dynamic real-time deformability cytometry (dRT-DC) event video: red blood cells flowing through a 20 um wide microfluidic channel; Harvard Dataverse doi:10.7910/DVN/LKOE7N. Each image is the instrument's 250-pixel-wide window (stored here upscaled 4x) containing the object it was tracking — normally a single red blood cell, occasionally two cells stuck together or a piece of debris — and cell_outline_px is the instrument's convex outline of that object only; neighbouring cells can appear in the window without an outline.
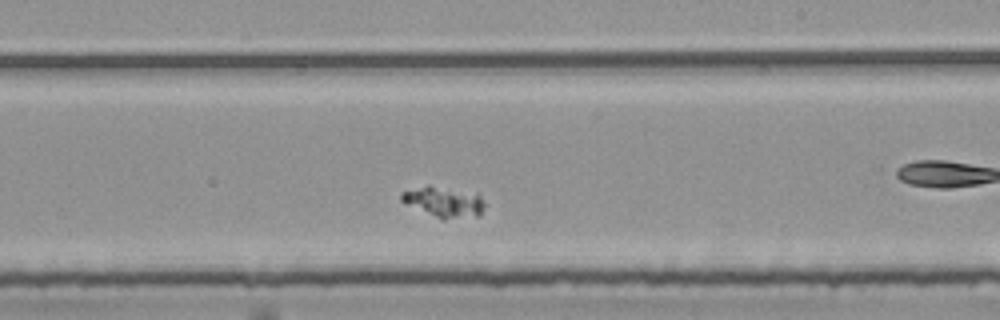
{"species": "common noctule bat (a hibernating species)", "species_latin": "Nyctalus noctula", "temperature_condition": "room temperature", "stored_images_in_passage": 48, "segment_of_instrument_passage": [2, 2], "camera_frame_rate_fps": 3000, "um_per_image_px": 0.085, "animal": {"sex": "female", "body_mass_g": 25.1}, "frame": {"image": 1, "passage_image": 28, "time_ms": 9.0, "image_size_px": [1000, 320], "cell_outline_px": [[484, 204], [480, 216], [444, 220], [404, 204], [400, 200], [400, 192], [428, 184], [480, 192]], "centroid_in_image_um": [37.74, 17.13], "position_along_channel_um": 251.3, "area_um2": 15.49}}
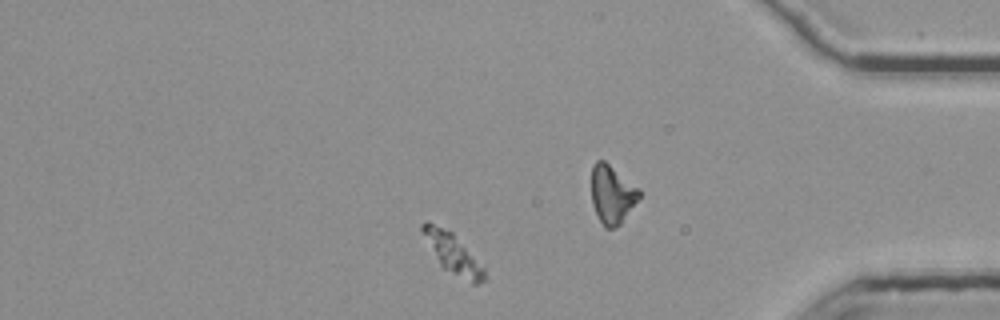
{"frame": {"image": 2, "passage_image": 43, "time_ms": 14.0, "image_size_px": [1000, 320], "cell_outline_px": [[488, 280], [476, 284], [472, 284], [440, 268], [420, 228], [420, 224], [424, 220], [428, 220], [452, 232], [484, 268]], "centroid_in_image_um": [38.46, 21.57], "position_along_channel_um": 396.7, "area_um2": 14.62}}